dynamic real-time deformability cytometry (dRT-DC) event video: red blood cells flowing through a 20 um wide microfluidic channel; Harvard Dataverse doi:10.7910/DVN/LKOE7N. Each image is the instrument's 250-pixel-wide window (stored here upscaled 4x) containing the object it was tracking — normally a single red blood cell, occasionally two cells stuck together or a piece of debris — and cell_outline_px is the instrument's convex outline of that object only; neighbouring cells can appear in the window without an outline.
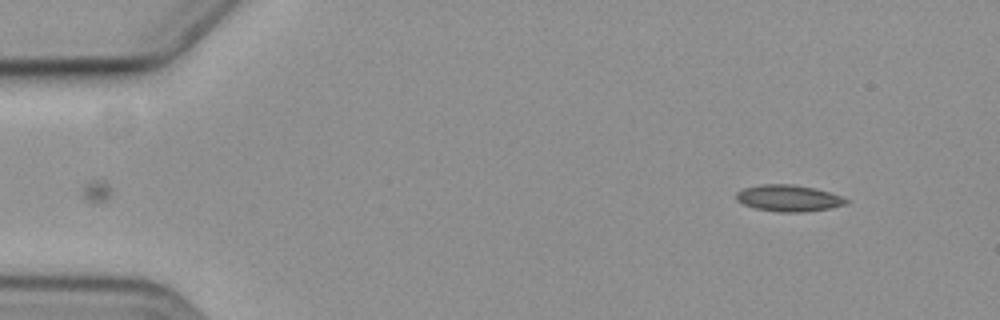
{"species": "common noctule bat (a hibernating species)", "species_latin": "Nyctalus noctula", "temperature_condition": "cold", "stored_images_in_passage": 6, "camera_frame_rate_fps": 3000, "um_per_image_px": 0.085, "animal": {"sex": "female", "body_mass_g": 19.3, "forearm_length_mm": 54.1}, "frame": {"image": 1, "passage_image": 6, "time_ms": 5.667, "image_size_px": [1000, 320], "cell_outline_px": [[852, 200], [844, 204], [828, 208], [804, 212], [780, 212], [756, 208], [744, 204], [736, 200], [736, 192], [744, 188], [764, 184], [792, 184], [812, 188], [828, 192]], "centroid_in_image_um": [67.01, 16.84], "position_along_channel_um": 18.0, "area_um2": 16.7}}